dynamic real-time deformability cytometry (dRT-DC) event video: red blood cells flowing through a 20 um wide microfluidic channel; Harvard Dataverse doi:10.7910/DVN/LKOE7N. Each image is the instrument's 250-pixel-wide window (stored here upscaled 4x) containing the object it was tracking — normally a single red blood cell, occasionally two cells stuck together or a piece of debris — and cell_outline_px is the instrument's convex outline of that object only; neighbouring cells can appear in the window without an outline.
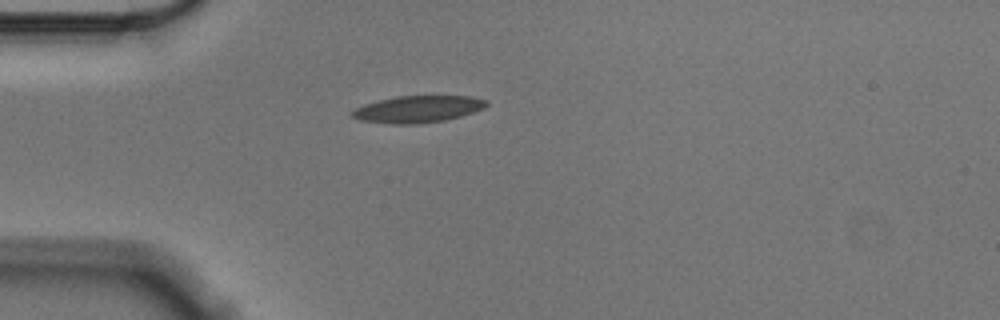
{"species": "Egyptian fruit bat (a non-hibernating species)", "species_latin": "Rousettus aegyptiacus", "temperature_condition": "cold", "stored_images_in_passage": 42, "camera_frame_rate_fps": 3000, "um_per_image_px": 0.085, "animal": {"sex": "male"}, "frame": {"image": 1, "passage_image": 1, "time_ms": 0.0, "image_size_px": [1000, 320], "cell_outline_px": [[488, 104], [484, 108], [460, 116], [444, 120], [416, 124], [392, 124], [360, 120], [352, 116], [352, 112], [356, 108], [364, 104], [396, 96], [472, 96], [488, 100]], "centroid_in_image_um": [35.54, 9.27], "position_along_channel_um": 49.5, "area_um2": 20.87}}
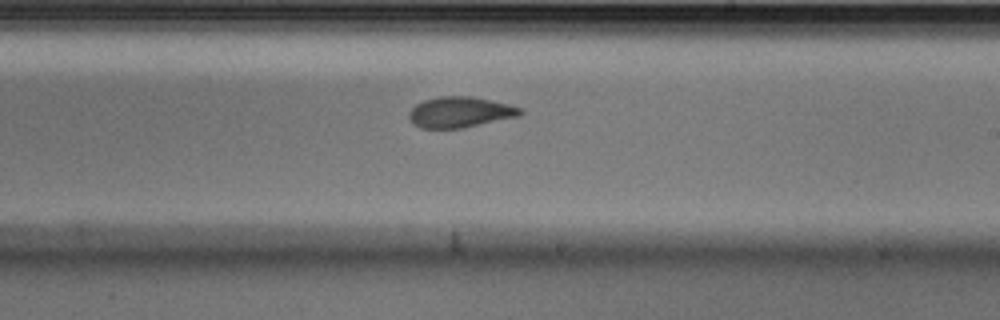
{"frame": {"image": 2, "passage_image": 19, "time_ms": 6.0, "image_size_px": [1000, 320], "cell_outline_px": [[524, 112], [520, 116], [464, 128], [420, 128], [412, 124], [408, 116], [408, 112], [416, 104], [424, 100], [440, 96], [472, 96], [512, 104], [524, 108]], "centroid_in_image_um": [39.15, 9.53], "position_along_channel_um": 249.9, "area_um2": 20.35}}
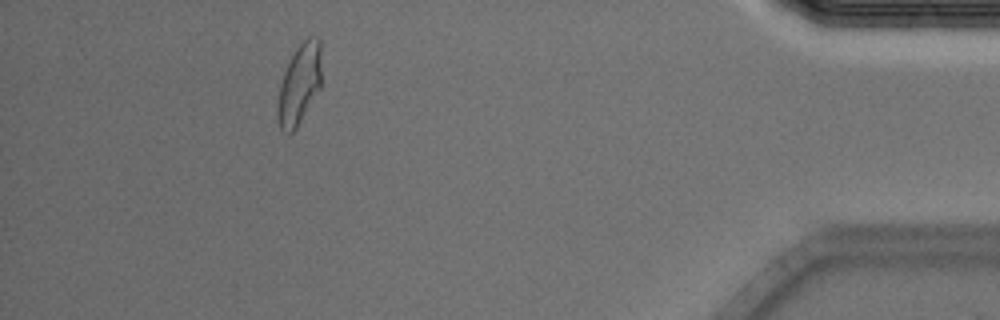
{"frame": {"image": 3, "passage_image": 37, "time_ms": 12.0, "image_size_px": [1000, 320], "cell_outline_px": [[320, 88], [296, 128], [288, 136], [280, 128], [276, 116], [276, 108], [280, 84], [284, 72], [296, 48], [308, 36], [316, 36], [320, 40]], "centroid_in_image_um": [25.42, 7.19], "position_along_channel_um": 409.8, "area_um2": 20.46}, "authors_computed_cell_mechanics": {"area_um2": 20.519, "velocity_mm_per_s": 3.5468, "shape_relaxation_time_tau1_ms": 4.5389, "shape_relaxation_time_tau2_ms": 2.0461, "deformation_change_tau1": 0.1646, "deformation_change_tau2": 0.0852}}